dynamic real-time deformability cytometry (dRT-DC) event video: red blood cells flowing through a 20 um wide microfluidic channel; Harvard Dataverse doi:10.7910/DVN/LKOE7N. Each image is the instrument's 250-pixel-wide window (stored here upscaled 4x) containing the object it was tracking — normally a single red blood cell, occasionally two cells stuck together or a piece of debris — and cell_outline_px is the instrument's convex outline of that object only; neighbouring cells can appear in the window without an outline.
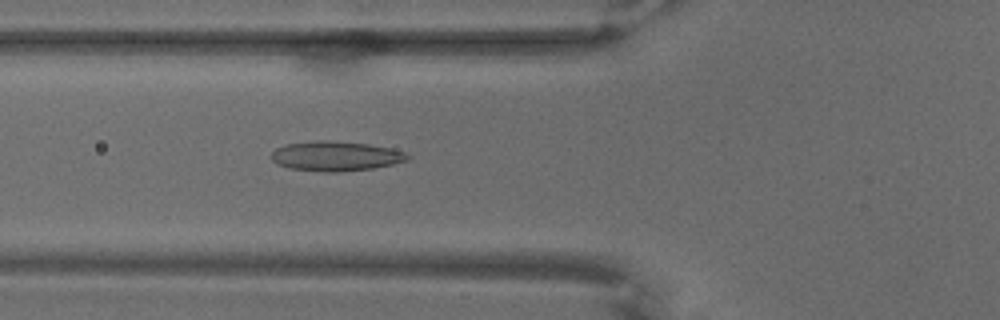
{"species": "common noctule bat (a hibernating species)", "species_latin": "Nyctalus noctula", "temperature_condition": "warm", "stored_images_in_passage": 69, "camera_frame_rate_fps": 3000, "um_per_image_px": 0.085, "animal": {"sex": "male", "body_mass_g": 18.8}, "frame": {"image": 1, "passage_image": 26, "time_ms": 8.333, "image_size_px": [1000, 320], "cell_outline_px": [[412, 156], [408, 160], [392, 164], [372, 168], [340, 172], [324, 172], [288, 168], [276, 164], [272, 160], [272, 152], [276, 148], [288, 144], [320, 140], [324, 140], [368, 144], [392, 148], [404, 152]], "centroid_in_image_um": [28.54, 13.28], "position_along_channel_um": 97.3, "area_um2": 23.52}}
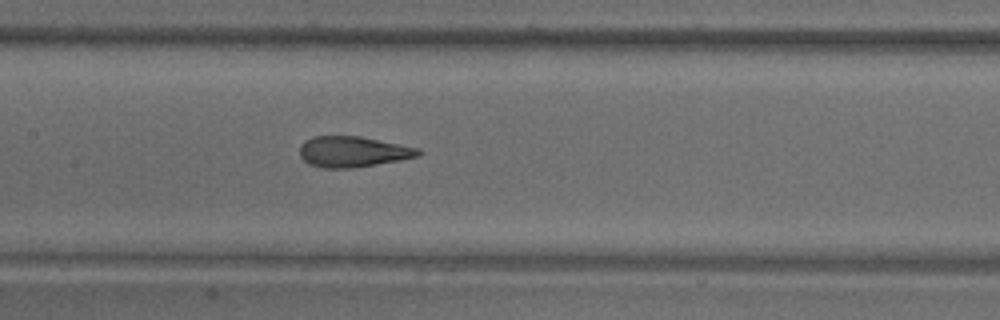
{"frame": {"image": 2, "passage_image": 34, "time_ms": 11.0, "image_size_px": [1000, 320], "cell_outline_px": [[424, 152], [420, 156], [404, 160], [352, 168], [324, 168], [308, 164], [300, 156], [300, 144], [304, 140], [312, 136], [360, 136], [420, 148]], "centroid_in_image_um": [30.03, 12.9], "position_along_channel_um": 177.4, "area_um2": 21.62}}
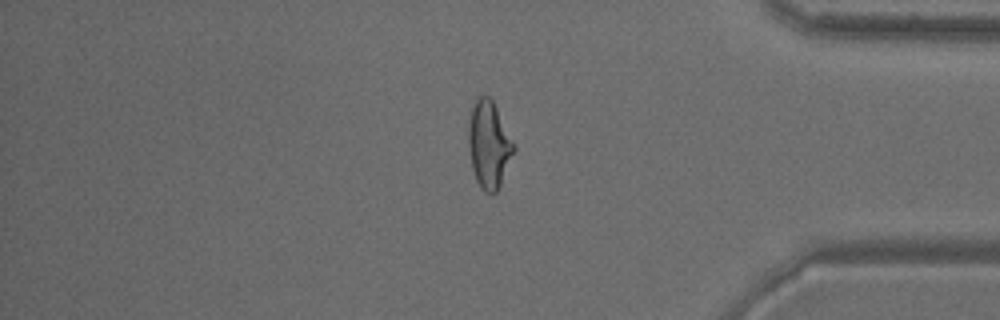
{"frame": {"image": 3, "passage_image": 58, "time_ms": 19.0, "image_size_px": [1000, 320], "cell_outline_px": [[516, 148], [500, 184], [496, 192], [492, 196], [484, 192], [480, 188], [476, 180], [472, 168], [468, 144], [468, 124], [472, 104], [476, 96], [488, 96], [492, 100], [516, 144]], "centroid_in_image_um": [41.55, 12.29], "position_along_channel_um": 393.6, "area_um2": 23.29}}